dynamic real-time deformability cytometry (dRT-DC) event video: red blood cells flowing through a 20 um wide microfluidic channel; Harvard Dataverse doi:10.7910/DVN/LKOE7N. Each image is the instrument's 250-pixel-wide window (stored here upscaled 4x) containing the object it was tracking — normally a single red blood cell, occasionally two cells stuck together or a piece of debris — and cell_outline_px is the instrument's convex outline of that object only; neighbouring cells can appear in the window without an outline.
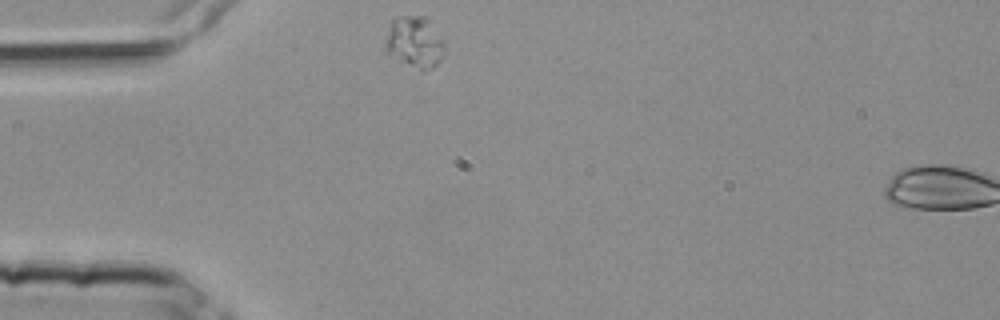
{"species": "common noctule bat (a hibernating species)", "species_latin": "Nyctalus noctula", "temperature_condition": "room temperature", "stored_images_in_passage": 2, "camera_frame_rate_fps": 3000, "um_per_image_px": 0.085, "animal": {"sex": "female", "body_mass_g": 25.1}, "frame": {"image": 1, "passage_image": 1, "time_ms": 0.0, "image_size_px": [1000, 320], "cell_outline_px": [[444, 48], [440, 60], [432, 68], [424, 72], [400, 60], [388, 52], [384, 48], [384, 44], [392, 20], [396, 16], [424, 16], [428, 20], [444, 44]], "centroid_in_image_um": [35.22, 3.58], "position_along_channel_um": 49.8, "area_um2": 17.22}}